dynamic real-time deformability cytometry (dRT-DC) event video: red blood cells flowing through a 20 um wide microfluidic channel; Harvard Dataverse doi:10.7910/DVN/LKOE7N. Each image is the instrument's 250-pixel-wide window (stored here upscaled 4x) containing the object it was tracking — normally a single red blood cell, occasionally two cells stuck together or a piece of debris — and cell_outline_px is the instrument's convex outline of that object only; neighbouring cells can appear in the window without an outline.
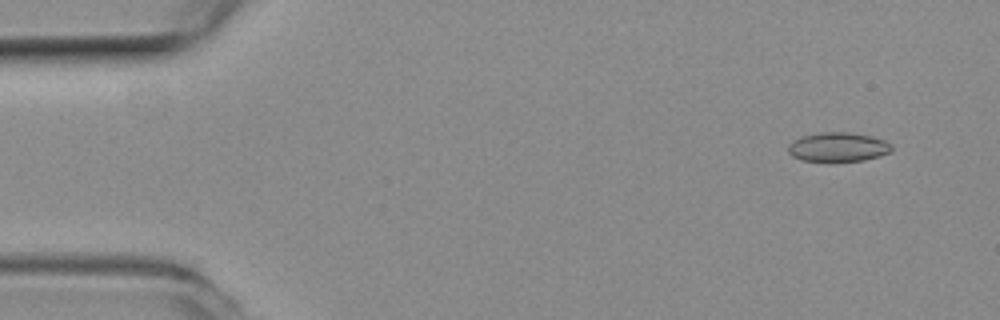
{"species": "common noctule bat (a hibernating species)", "species_latin": "Nyctalus noctula", "temperature_condition": "room temperature", "stored_images_in_passage": 56, "camera_frame_rate_fps": 3000, "um_per_image_px": 0.085, "animal": {"sex": "female", "body_mass_g": 19.3, "forearm_length_mm": 54.1}, "frame": {"image": 1, "passage_image": 4, "time_ms": 1.0, "image_size_px": [1000, 320], "cell_outline_px": [[892, 152], [880, 156], [864, 160], [800, 160], [792, 156], [788, 152], [788, 144], [792, 140], [800, 136], [824, 132], [848, 132], [872, 136], [884, 140], [892, 144]], "centroid_in_image_um": [71.24, 12.48], "position_along_channel_um": 13.8, "area_um2": 17.57}}
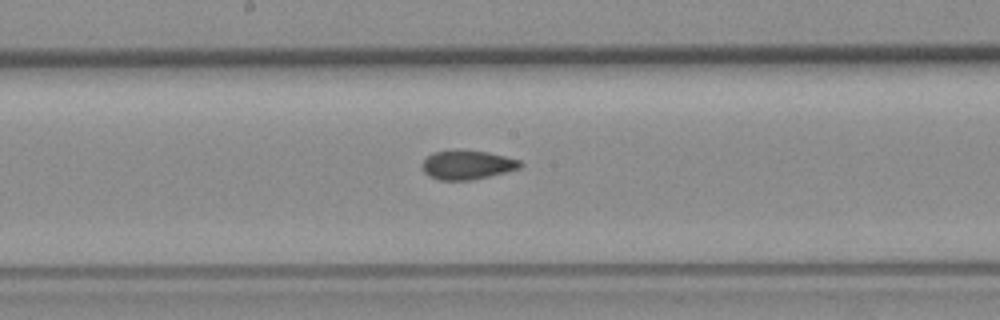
{"frame": {"image": 2, "passage_image": 29, "time_ms": 9.333, "image_size_px": [1000, 320], "cell_outline_px": [[524, 164], [520, 168], [472, 180], [440, 180], [428, 176], [420, 168], [420, 164], [432, 152], [456, 148], [488, 152], [520, 160]], "centroid_in_image_um": [39.66, 13.99], "position_along_channel_um": 208.5, "area_um2": 16.99}}
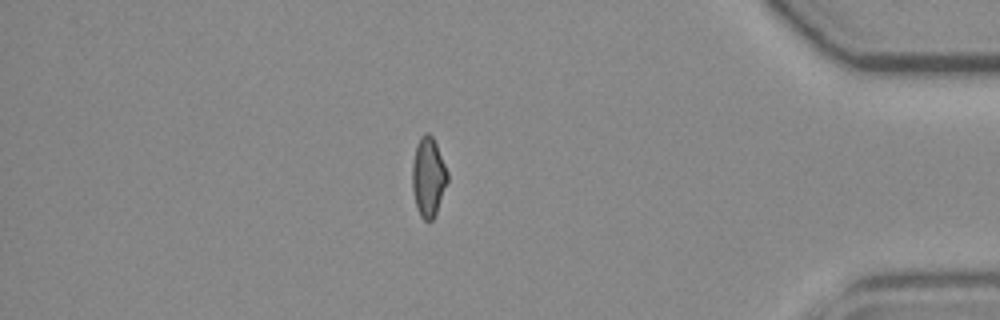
{"frame": {"image": 3, "passage_image": 48, "time_ms": 15.667, "image_size_px": [1000, 320], "cell_outline_px": [[448, 180], [436, 216], [432, 220], [424, 220], [420, 216], [416, 208], [412, 192], [412, 164], [416, 144], [420, 136], [424, 132], [428, 132], [432, 136], [436, 144], [448, 172]], "centroid_in_image_um": [36.39, 15.06], "position_along_channel_um": 398.8, "area_um2": 16.59}, "authors_computed_cell_mechanics": {"area_um2": 16.9932, "velocity_mm_per_s": 3.6472, "shape_relaxation_time_tau1_ms": null, "shape_relaxation_time_tau2_ms": 2.0656, "deformation_change_tau1": null, "deformation_change_tau2": 0.0767}}